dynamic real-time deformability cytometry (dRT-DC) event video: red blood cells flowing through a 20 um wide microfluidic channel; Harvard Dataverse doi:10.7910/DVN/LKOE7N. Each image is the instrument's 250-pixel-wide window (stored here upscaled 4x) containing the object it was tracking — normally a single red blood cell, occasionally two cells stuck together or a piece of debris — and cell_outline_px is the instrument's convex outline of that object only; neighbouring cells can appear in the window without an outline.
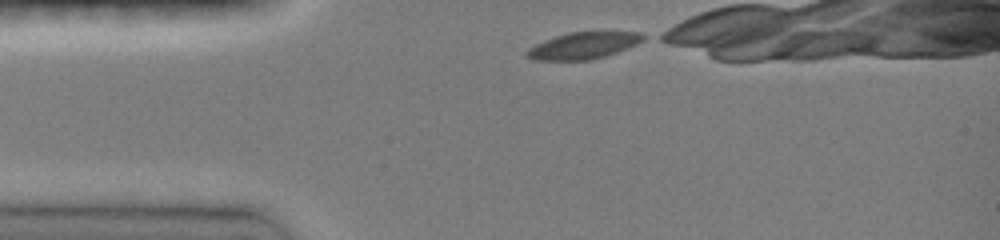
{"species": "common noctule bat (a hibernating species)", "species_latin": "Nyctalus noctula", "temperature_condition": "room temperature", "stored_images_in_passage": 24, "camera_frame_rate_fps": 3000, "um_per_image_px": 0.085, "animal": {"sex": "female", "body_mass_g": 19.0, "forearm_length_mm": 51.5}, "frame": {"image": 1, "passage_image": 1, "time_ms": 0.0, "image_size_px": [1000, 240], "cell_outline_px": [[648, 36], [644, 40], [636, 44], [616, 52], [604, 56], [588, 60], [536, 60], [528, 56], [524, 52], [528, 48], [544, 40], [568, 32], [640, 32]], "centroid_in_image_um": [49.59, 3.86], "position_along_channel_um": 35.4, "area_um2": 17.92}}
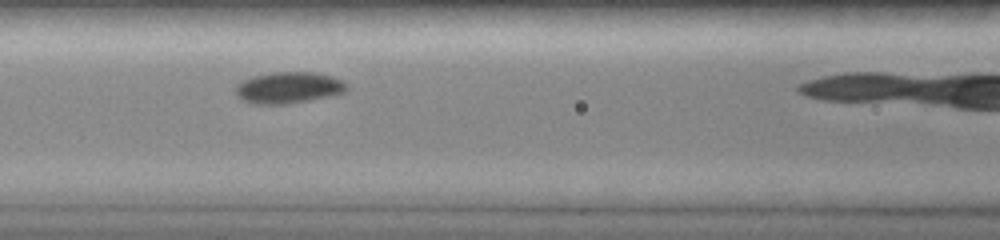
{"frame": {"image": 2, "passage_image": 14, "time_ms": 3.333, "image_size_px": [1000, 240], "cell_outline_px": [[348, 88], [344, 92], [332, 96], [288, 104], [252, 104], [240, 100], [236, 96], [236, 84], [244, 80], [256, 76], [272, 72], [312, 72], [332, 76], [348, 84]], "centroid_in_image_um": [24.52, 7.47], "position_along_channel_um": 142.1, "area_um2": 20.46}}